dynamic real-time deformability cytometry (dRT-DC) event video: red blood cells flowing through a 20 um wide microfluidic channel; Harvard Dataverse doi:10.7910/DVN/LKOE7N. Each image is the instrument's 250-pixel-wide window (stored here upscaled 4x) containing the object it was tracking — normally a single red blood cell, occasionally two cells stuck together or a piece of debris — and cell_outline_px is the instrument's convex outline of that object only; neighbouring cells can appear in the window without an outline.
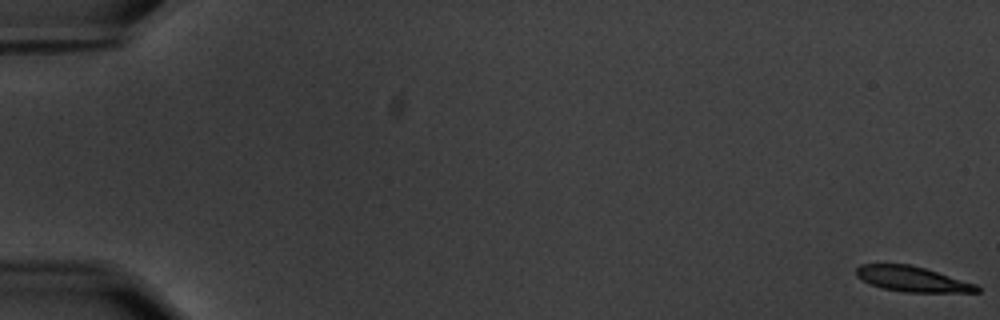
{"species": "common noctule bat (a hibernating species)", "species_latin": "Nyctalus noctula", "temperature_condition": "warm", "stored_images_in_passage": 59, "camera_frame_rate_fps": 3000, "um_per_image_px": 0.085, "animal": {"sex": "male", "body_mass_g": 20.1, "forearm_length_mm": 53.5}, "frame": {"image": 1, "passage_image": 1, "time_ms": 0.0, "image_size_px": [1000, 320], "cell_outline_px": [[980, 292], [904, 292], [880, 288], [856, 276], [856, 268], [860, 264], [908, 264], [924, 268], [976, 284], [980, 288]], "centroid_in_image_um": [77.53, 23.72], "position_along_channel_um": 7.5, "area_um2": 17.57}}
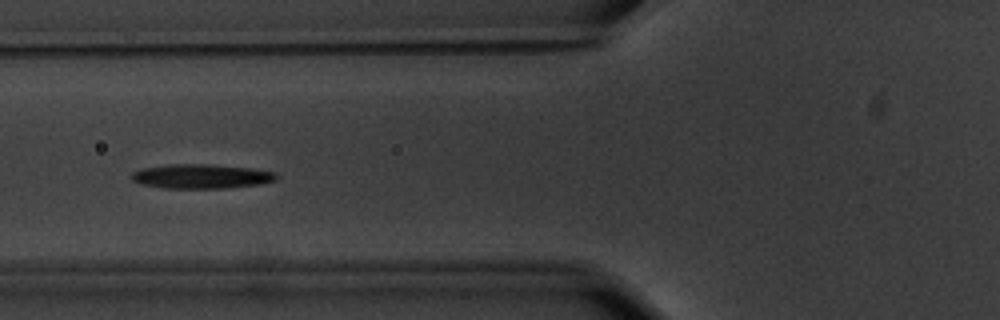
{"frame": {"image": 2, "passage_image": 24, "time_ms": 7.667, "image_size_px": [1000, 320], "cell_outline_px": [[280, 176], [276, 180], [260, 184], [228, 188], [164, 188], [140, 184], [132, 180], [132, 172], [144, 168], [172, 164], [212, 164], [252, 168], [276, 172]], "centroid_in_image_um": [17.16, 14.99], "position_along_channel_um": 108.6, "area_um2": 20.69}}
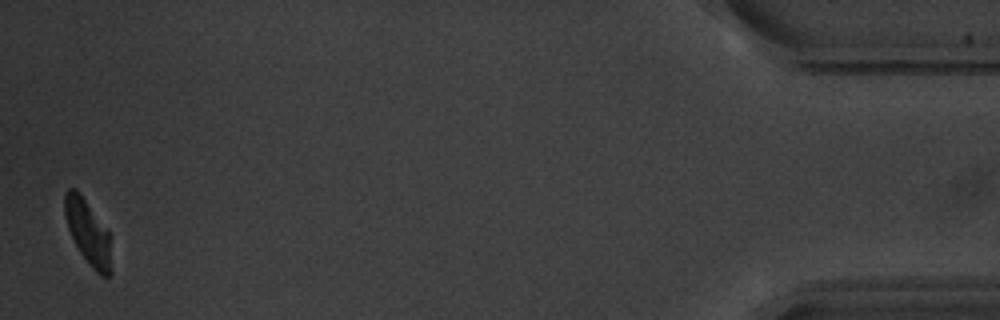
{"frame": {"image": 3, "passage_image": 58, "time_ms": 19.0, "image_size_px": [1000, 320], "cell_outline_px": [[112, 272], [108, 276], [100, 276], [92, 268], [80, 252], [68, 228], [64, 212], [64, 192], [68, 188], [76, 188], [108, 228], [112, 268]], "centroid_in_image_um": [7.49, 19.72], "position_along_channel_um": 427.7, "area_um2": 17.69}, "authors_computed_cell_mechanics": {"area_um2": 19.4208, "velocity_mm_per_s": 3.5345, "shape_relaxation_time_tau1_ms": 3.55, "shape_relaxation_time_tau2_ms": 6.2563, "deformation_change_tau1": 0.1787, "deformation_change_tau2": 0.1293}}